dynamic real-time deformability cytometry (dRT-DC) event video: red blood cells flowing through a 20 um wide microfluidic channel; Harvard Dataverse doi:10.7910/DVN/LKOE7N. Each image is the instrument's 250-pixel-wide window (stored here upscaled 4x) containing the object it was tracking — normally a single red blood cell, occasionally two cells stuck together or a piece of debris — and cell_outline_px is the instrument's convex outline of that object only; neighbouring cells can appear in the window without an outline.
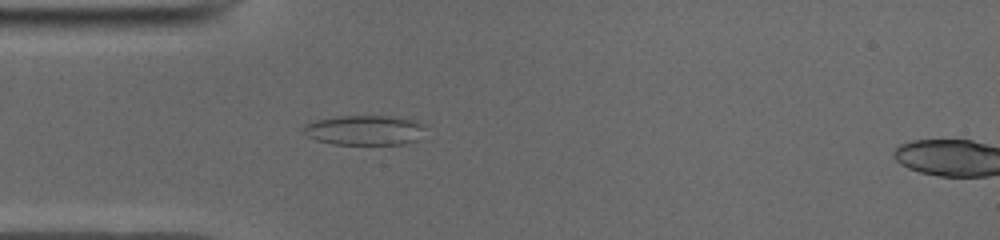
{"species": "common noctule bat (a hibernating species)", "species_latin": "Nyctalus noctula", "temperature_condition": "cold", "stored_images_in_passage": 52, "camera_frame_rate_fps": 3000, "um_per_image_px": 0.085, "animal": {"sex": "male", "body_mass_g": 19.0, "forearm_length_mm": 50.8}, "frame": {"image": 1, "passage_image": 14, "time_ms": 4.333, "image_size_px": [1000, 240], "cell_outline_px": [[424, 124], [416, 140], [404, 144], [332, 144], [316, 140], [308, 136], [304, 132], [304, 124], [316, 120], [340, 116], [384, 116], [412, 120]], "centroid_in_image_um": [30.92, 11.07], "position_along_channel_um": 54.1, "area_um2": 20.75}}
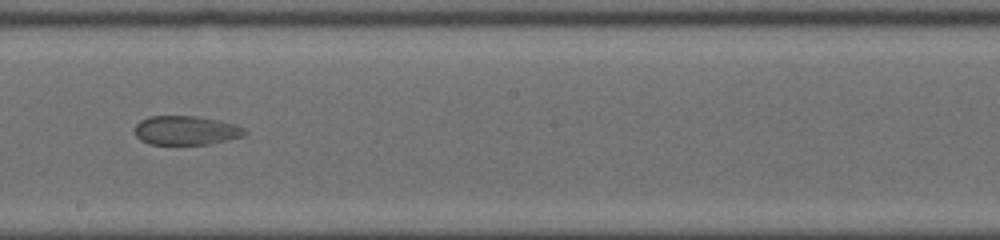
{"frame": {"image": 2, "passage_image": 28, "time_ms": 9.0, "image_size_px": [1000, 240], "cell_outline_px": [[248, 132], [244, 136], [212, 144], [148, 144], [140, 140], [136, 136], [136, 124], [140, 120], [148, 116], [196, 116], [236, 124], [244, 128]], "centroid_in_image_um": [15.83, 11.09], "position_along_channel_um": 232.4, "area_um2": 18.73}}
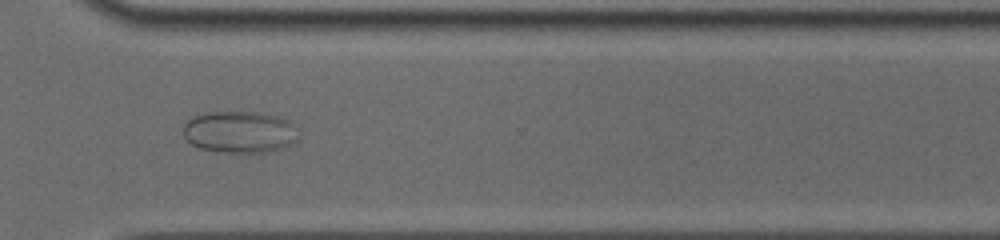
{"frame": {"image": 3, "passage_image": 37, "time_ms": 12.0, "image_size_px": [1000, 240], "cell_outline_px": [[296, 140], [292, 144], [268, 152], [228, 152], [200, 148], [192, 144], [184, 136], [184, 124], [188, 120], [204, 112], [256, 112], [276, 116], [288, 120], [292, 124]], "centroid_in_image_um": [20.33, 11.21], "position_along_channel_um": 350.3, "area_um2": 27.51}}